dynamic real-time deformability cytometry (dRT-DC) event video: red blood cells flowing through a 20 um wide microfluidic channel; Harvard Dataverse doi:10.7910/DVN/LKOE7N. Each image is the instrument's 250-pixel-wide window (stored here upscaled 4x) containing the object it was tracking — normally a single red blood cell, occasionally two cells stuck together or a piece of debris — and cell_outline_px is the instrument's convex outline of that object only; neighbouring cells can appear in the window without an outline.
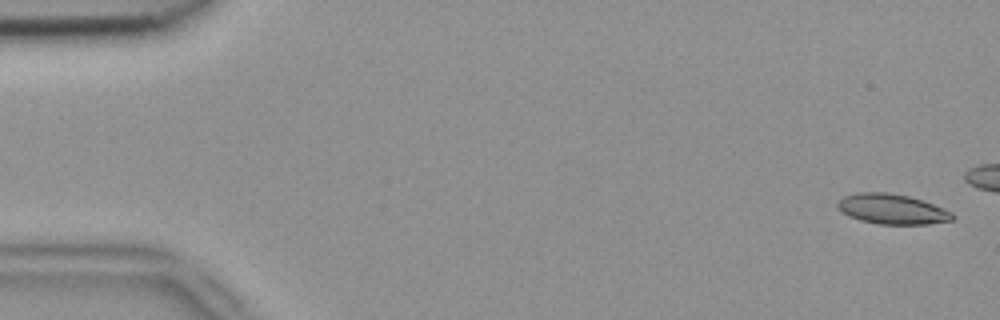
{"species": "common noctule bat (a hibernating species)", "species_latin": "Nyctalus noctula", "temperature_condition": "room temperature", "stored_images_in_passage": 4, "camera_frame_rate_fps": 3000, "um_per_image_px": 0.085, "animal": {"sex": "female", "body_mass_g": 18.4}, "frame": {"image": 1, "passage_image": 1, "time_ms": 0.0, "image_size_px": [1000, 320], "cell_outline_px": [[956, 216], [952, 220], [928, 224], [880, 224], [860, 220], [848, 216], [836, 204], [844, 196], [860, 192], [884, 192], [908, 196], [924, 200], [952, 212]], "centroid_in_image_um": [75.86, 17.77], "position_along_channel_um": 9.1, "area_um2": 20.0}}